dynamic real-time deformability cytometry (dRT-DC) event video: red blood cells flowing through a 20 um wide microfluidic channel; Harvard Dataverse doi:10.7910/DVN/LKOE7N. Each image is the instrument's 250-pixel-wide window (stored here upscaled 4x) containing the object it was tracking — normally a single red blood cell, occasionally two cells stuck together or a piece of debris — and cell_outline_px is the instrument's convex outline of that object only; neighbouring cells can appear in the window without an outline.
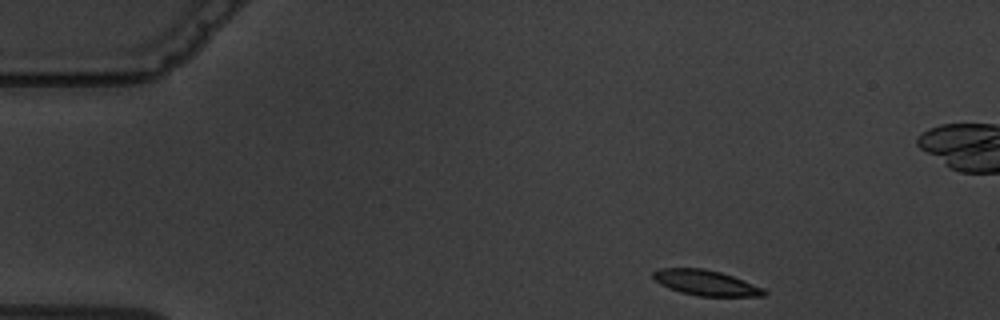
{"species": "common noctule bat (a hibernating species)", "species_latin": "Nyctalus noctula", "temperature_condition": "warm", "stored_images_in_passage": 4, "camera_frame_rate_fps": 3000, "um_per_image_px": 0.085, "animal": {"sex": "male", "body_mass_g": 19.5, "forearm_length_mm": 54.6}, "frame": {"image": 1, "passage_image": 1, "time_ms": 0.0, "image_size_px": [1000, 320], "cell_outline_px": [[768, 292], [764, 296], [700, 296], [680, 292], [668, 288], [660, 284], [652, 276], [652, 272], [660, 268], [704, 268], [720, 272], [732, 276], [764, 288]], "centroid_in_image_um": [59.99, 24.04], "position_along_channel_um": 25.0, "area_um2": 16.36}}